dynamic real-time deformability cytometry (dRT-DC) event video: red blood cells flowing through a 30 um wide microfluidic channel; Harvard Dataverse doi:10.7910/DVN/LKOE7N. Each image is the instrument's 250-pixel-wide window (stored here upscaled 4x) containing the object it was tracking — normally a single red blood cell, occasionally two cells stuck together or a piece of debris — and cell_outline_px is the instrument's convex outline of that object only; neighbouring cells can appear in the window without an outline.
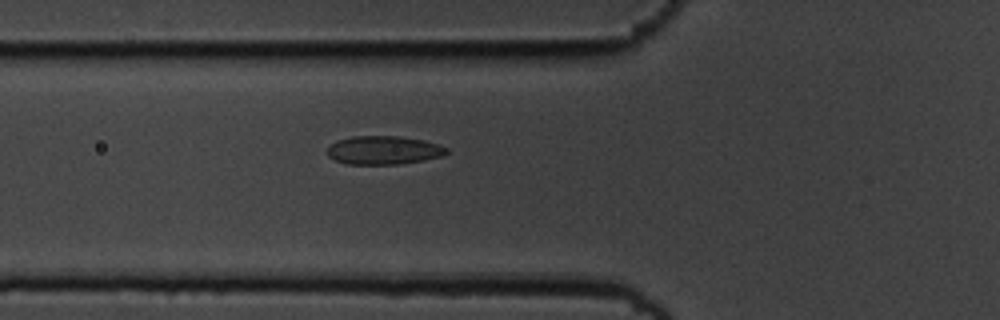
{"species": "common noctule bat (a hibernating species)", "species_latin": "Nyctalus noctula", "temperature_condition": "cold", "stored_images_in_passage": 2, "camera_frame_rate_fps": 3000, "um_per_image_px": 0.085, "animal": {"sex": "male", "body_mass_g": 19.5, "forearm_length_mm": 54.6}, "frame": {"image": 1, "passage_image": 2, "time_ms": 0.333, "image_size_px": [1000, 320], "cell_outline_px": [[448, 152], [444, 156], [424, 160], [400, 164], [348, 164], [336, 160], [328, 156], [324, 152], [336, 140], [352, 136], [396, 136], [424, 140], [440, 144], [448, 148]], "centroid_in_image_um": [32.62, 12.76], "position_along_channel_um": 93.2, "area_um2": 20.0}}